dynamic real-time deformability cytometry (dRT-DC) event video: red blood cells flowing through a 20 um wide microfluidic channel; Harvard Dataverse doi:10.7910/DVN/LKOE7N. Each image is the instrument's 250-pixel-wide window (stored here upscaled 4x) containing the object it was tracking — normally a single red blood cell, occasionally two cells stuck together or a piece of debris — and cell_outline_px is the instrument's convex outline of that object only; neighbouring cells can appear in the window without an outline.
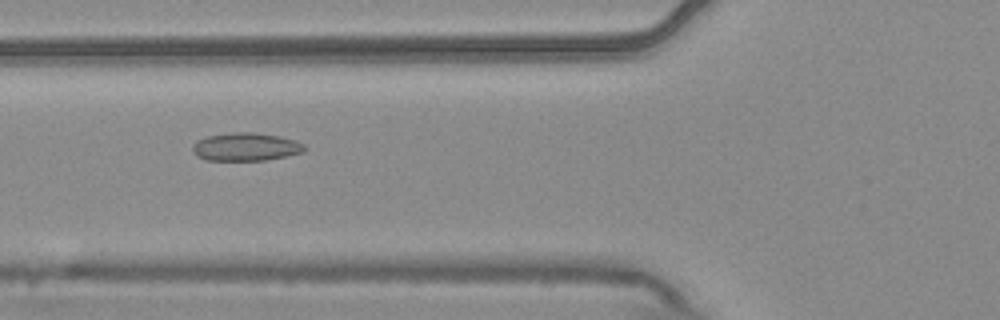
{"species": "common noctule bat (a hibernating species)", "species_latin": "Nyctalus noctula", "temperature_condition": "warm", "stored_images_in_passage": 10, "camera_frame_rate_fps": 3000, "um_per_image_px": 0.085, "animal": {"sex": "male", "body_mass_g": 20.4}, "frame": {"image": 1, "passage_image": 6, "time_ms": 1.667, "image_size_px": [1000, 320], "cell_outline_px": [[308, 148], [304, 152], [288, 156], [268, 160], [204, 160], [196, 156], [192, 152], [192, 144], [196, 140], [208, 136], [232, 132], [252, 132], [280, 136], [296, 140], [304, 144]], "centroid_in_image_um": [20.9, 12.48], "position_along_channel_um": 104.9, "area_um2": 18.67}}
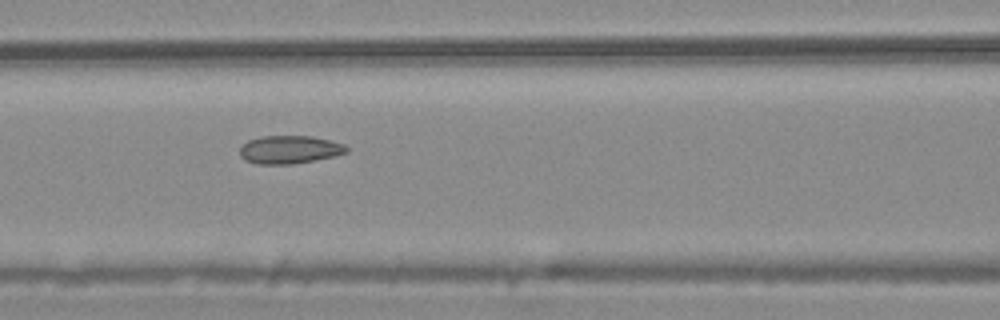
{"frame": {"image": 2, "passage_image": 7, "time_ms": 2.0, "image_size_px": [1000, 320], "cell_outline_px": [[348, 152], [332, 156], [292, 164], [256, 164], [244, 160], [240, 156], [240, 148], [248, 140], [260, 136], [312, 136], [344, 144], [348, 148]], "centroid_in_image_um": [24.57, 12.71], "position_along_channel_um": 142.0, "area_um2": 17.34}}
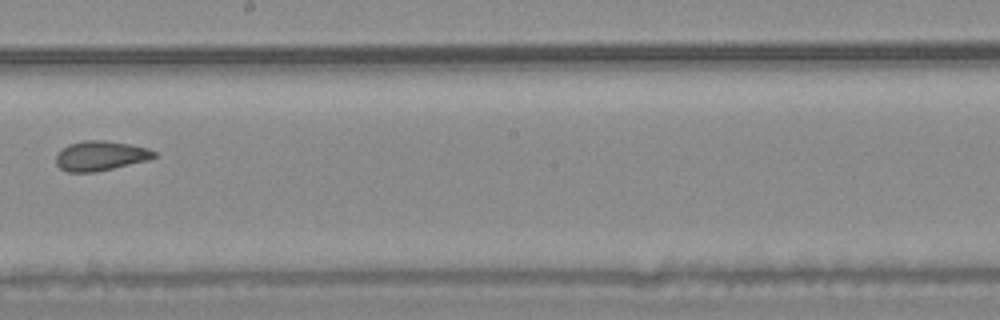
{"frame": {"image": 3, "passage_image": 9, "time_ms": 2.667, "image_size_px": [1000, 320], "cell_outline_px": [[156, 156], [148, 160], [96, 172], [68, 172], [60, 168], [56, 164], [56, 156], [68, 144], [84, 140], [104, 140], [128, 144], [148, 148], [156, 152]], "centroid_in_image_um": [8.54, 13.24], "position_along_channel_um": 239.7, "area_um2": 16.88}}